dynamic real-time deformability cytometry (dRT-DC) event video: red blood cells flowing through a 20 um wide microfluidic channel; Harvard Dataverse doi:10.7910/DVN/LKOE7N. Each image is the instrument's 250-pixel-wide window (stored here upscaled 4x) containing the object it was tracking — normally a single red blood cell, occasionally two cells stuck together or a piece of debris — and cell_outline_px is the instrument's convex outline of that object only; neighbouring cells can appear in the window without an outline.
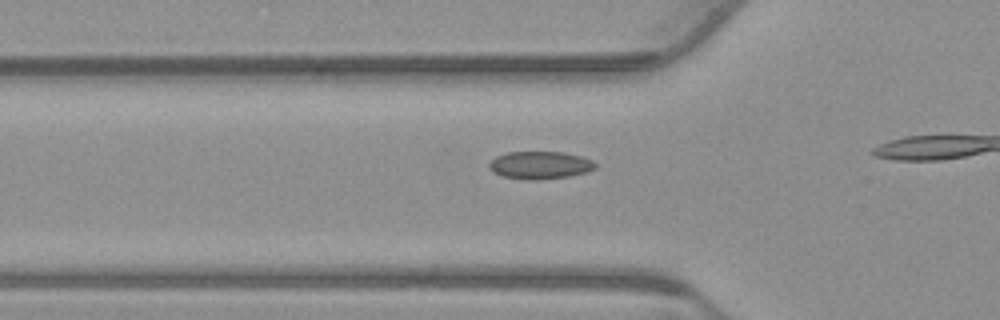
{"species": "common noctule bat (a hibernating species)", "species_latin": "Nyctalus noctula", "temperature_condition": "warm", "stored_images_in_passage": 17, "camera_frame_rate_fps": 3000, "um_per_image_px": 0.085, "animal": {"sex": "male", "body_mass_g": 23.1, "forearm_length_mm": 52.7}, "frame": {"image": 1, "passage_image": 12, "time_ms": 3.667, "image_size_px": [1000, 320], "cell_outline_px": [[596, 168], [588, 172], [568, 176], [536, 180], [504, 176], [492, 172], [488, 168], [488, 164], [496, 156], [508, 152], [564, 152], [580, 156], [592, 160], [596, 164]], "centroid_in_image_um": [45.91, 14.03], "position_along_channel_um": 79.9, "area_um2": 16.99}}
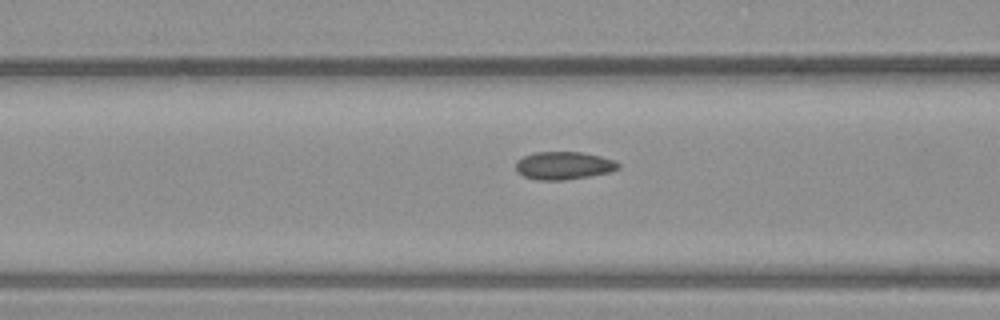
{"frame": {"image": 2, "passage_image": 15, "time_ms": 4.667, "image_size_px": [1000, 320], "cell_outline_px": [[620, 168], [608, 172], [588, 176], [564, 180], [536, 180], [524, 176], [516, 172], [516, 160], [524, 156], [536, 152], [580, 152], [600, 156], [616, 160], [620, 164]], "centroid_in_image_um": [47.9, 14.07], "position_along_channel_um": 118.7, "area_um2": 16.65}}